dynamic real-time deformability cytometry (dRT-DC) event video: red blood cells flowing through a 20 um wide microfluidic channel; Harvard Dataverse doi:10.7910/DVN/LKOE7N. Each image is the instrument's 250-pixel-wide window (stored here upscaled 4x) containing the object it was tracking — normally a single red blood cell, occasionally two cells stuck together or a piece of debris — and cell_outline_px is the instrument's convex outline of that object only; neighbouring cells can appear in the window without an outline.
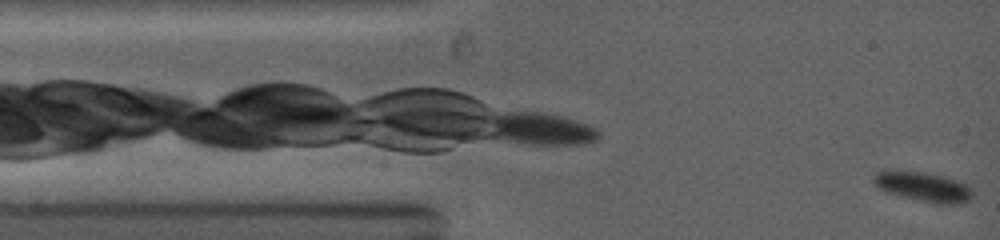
{"species": "common noctule bat (a hibernating species)", "species_latin": "Nyctalus noctula", "temperature_condition": "warm", "stored_images_in_passage": 40, "camera_frame_rate_fps": 5000, "um_per_image_px": 0.085, "animal": {"sex": "female", "body_mass_g": 19.0, "forearm_length_mm": 53.3}, "frame": {"image": 1, "passage_image": 1, "time_ms": 0.0, "image_size_px": [1000, 240], "cell_outline_px": [[972, 196], [964, 204], [932, 204], [888, 192], [880, 188], [872, 180], [872, 176], [876, 172], [888, 168], [896, 168], [924, 172], [944, 176], [960, 180], [968, 184], [972, 192]], "centroid_in_image_um": [78.47, 15.84], "position_along_channel_um": 6.5, "area_um2": 17.74}}
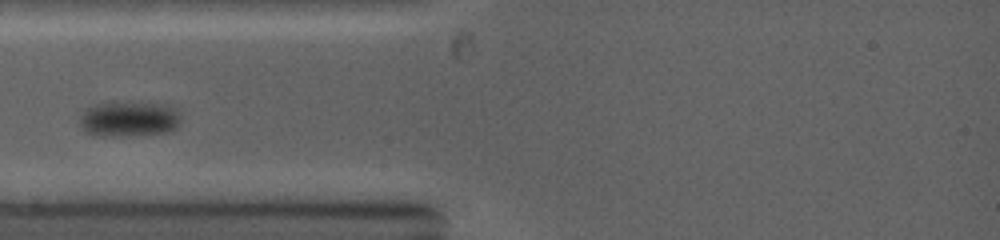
{"frame": {"image": 2, "passage_image": 12, "time_ms": 3.4, "image_size_px": [1000, 240], "cell_outline_px": [[180, 120], [176, 128], [168, 132], [112, 136], [100, 136], [84, 132], [80, 124], [80, 116], [84, 108], [96, 104], [112, 100], [140, 100], [172, 104], [180, 112]], "centroid_in_image_um": [10.98, 10.03], "position_along_channel_um": 74.0, "area_um2": 22.02}}
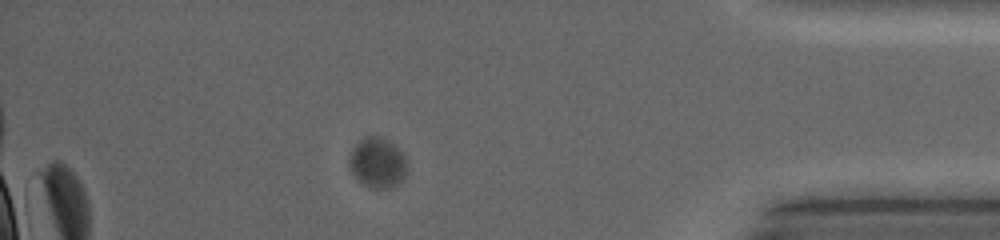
{"frame": {"image": 3, "passage_image": 35, "time_ms": 12.8, "image_size_px": [1000, 240], "cell_outline_px": [[408, 168], [400, 184], [392, 188], [372, 188], [364, 184], [352, 172], [352, 152], [356, 144], [364, 136], [380, 136], [388, 140], [408, 160]], "centroid_in_image_um": [32.17, 13.84], "position_along_channel_um": 403.0, "area_um2": 16.53}}